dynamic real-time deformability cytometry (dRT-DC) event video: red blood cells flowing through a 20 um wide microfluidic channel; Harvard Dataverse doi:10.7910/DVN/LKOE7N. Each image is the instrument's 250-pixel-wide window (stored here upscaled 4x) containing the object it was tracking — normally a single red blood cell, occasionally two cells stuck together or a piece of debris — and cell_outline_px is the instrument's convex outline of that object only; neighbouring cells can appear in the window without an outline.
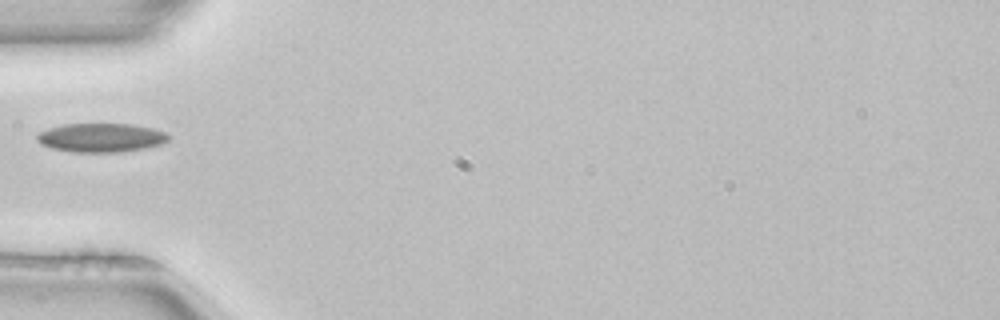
{"species": "common noctule bat (a hibernating species)", "species_latin": "Nyctalus noctula", "temperature_condition": "room temperature", "stored_images_in_passage": 5, "camera_frame_rate_fps": 3000, "um_per_image_px": 0.085, "animal": {"sex": "female", "body_mass_g": 22.7, "forearm_length_mm": 54.2}, "frame": {"image": 1, "passage_image": 5, "time_ms": 1.333, "image_size_px": [1000, 320], "cell_outline_px": [[168, 140], [160, 144], [144, 148], [120, 152], [72, 152], [52, 148], [40, 144], [36, 140], [36, 136], [40, 132], [48, 128], [64, 124], [132, 124], [152, 128], [164, 132], [168, 136]], "centroid_in_image_um": [8.54, 11.7], "position_along_channel_um": 76.5, "area_um2": 22.02}}